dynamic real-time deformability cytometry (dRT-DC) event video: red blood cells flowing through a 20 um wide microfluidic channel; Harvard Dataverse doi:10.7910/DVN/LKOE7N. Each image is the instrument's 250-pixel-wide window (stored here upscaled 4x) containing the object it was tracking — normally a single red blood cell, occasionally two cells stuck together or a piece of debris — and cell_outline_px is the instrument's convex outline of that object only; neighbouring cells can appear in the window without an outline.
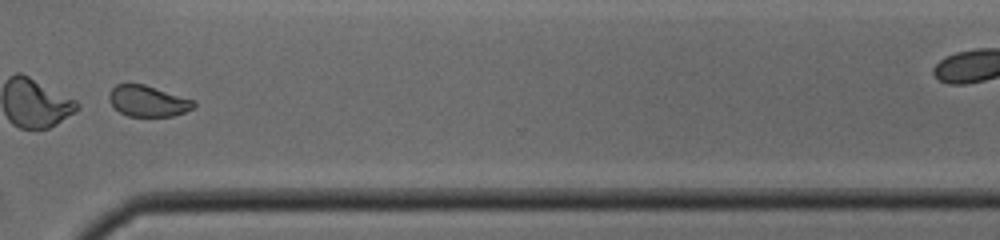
{"species": "common noctule bat (a hibernating species)", "species_latin": "Nyctalus noctula", "temperature_condition": "cold", "stored_images_in_passage": 44, "camera_frame_rate_fps": 3000, "um_per_image_px": 0.085, "animal": {"sex": "male", "body_mass_g": 19.0, "forearm_length_mm": 50.8}, "frame": {"image": 1, "passage_image": 34, "time_ms": 11.0, "image_size_px": [1000, 240], "cell_outline_px": [[196, 104], [192, 108], [184, 112], [172, 116], [128, 116], [120, 112], [108, 100], [108, 92], [116, 84], [144, 84], [196, 100]], "centroid_in_image_um": [12.57, 8.58], "position_along_channel_um": 358.0, "area_um2": 15.32}, "authors_computed_cell_mechanics": {"area_um2": 19.9988, "velocity_mm_per_s": 4.3733, "shape_relaxation_time_tau1_ms": 0.8609, "shape_relaxation_time_tau2_ms": 2.0822, "deformation_change_tau1": 0.2809, "deformation_change_tau2": 0.0606}}